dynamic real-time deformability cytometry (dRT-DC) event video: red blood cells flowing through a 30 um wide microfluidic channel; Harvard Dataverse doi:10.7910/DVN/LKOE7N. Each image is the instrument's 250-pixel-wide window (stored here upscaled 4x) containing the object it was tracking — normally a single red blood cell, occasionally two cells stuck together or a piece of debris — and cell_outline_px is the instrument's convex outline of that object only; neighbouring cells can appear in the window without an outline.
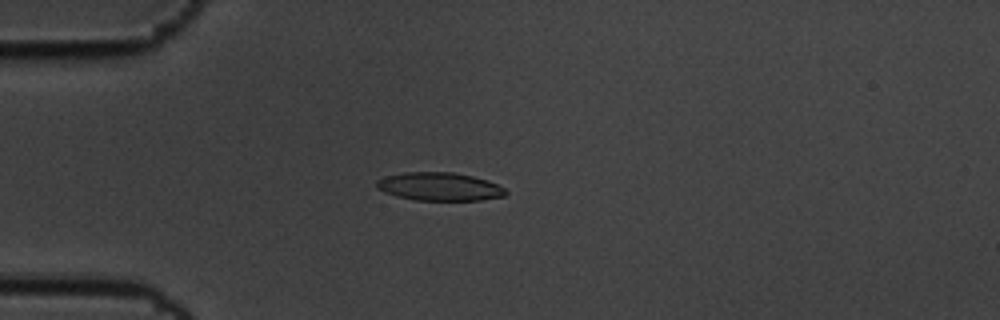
{"species": "common noctule bat (a hibernating species)", "species_latin": "Nyctalus noctula", "temperature_condition": "cold", "stored_images_in_passage": 57, "camera_frame_rate_fps": 3000, "um_per_image_px": 0.085, "animal": {"sex": "male", "body_mass_g": 19.5, "forearm_length_mm": 54.6}, "frame": {"image": 1, "passage_image": 15, "time_ms": 4.667, "image_size_px": [1000, 320], "cell_outline_px": [[508, 192], [504, 196], [480, 200], [416, 200], [396, 196], [384, 192], [376, 188], [376, 180], [384, 176], [404, 172], [452, 172], [472, 176], [488, 180], [504, 188]], "centroid_in_image_um": [37.32, 15.85], "position_along_channel_um": 47.7, "area_um2": 21.27}}
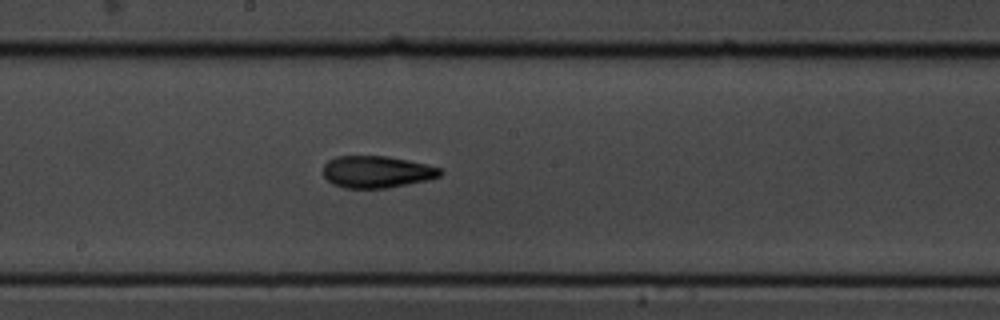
{"frame": {"image": 2, "passage_image": 31, "time_ms": 10.0, "image_size_px": [1000, 320], "cell_outline_px": [[444, 172], [440, 176], [428, 180], [384, 188], [344, 188], [332, 184], [324, 176], [324, 164], [328, 160], [336, 156], [388, 156], [408, 160], [440, 168]], "centroid_in_image_um": [32.01, 14.6], "position_along_channel_um": 216.2, "area_um2": 21.73}}
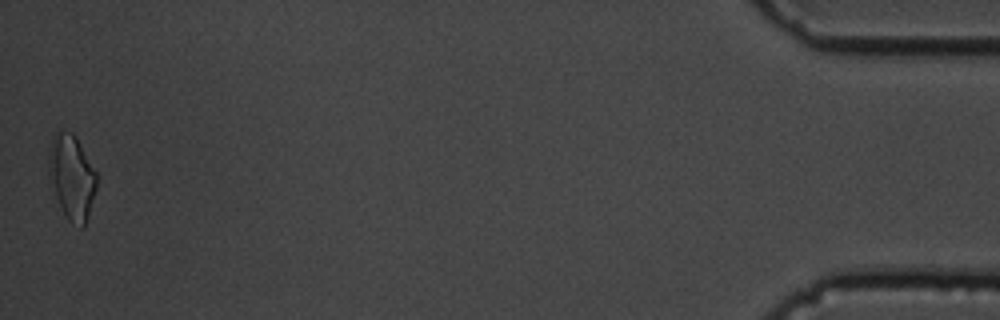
{"frame": {"image": 3, "passage_image": 57, "time_ms": 18.667, "image_size_px": [1000, 320], "cell_outline_px": [[96, 188], [88, 216], [84, 228], [80, 228], [72, 224], [68, 220], [56, 196], [48, 176], [48, 156], [52, 136], [56, 132], [72, 132], [76, 136], [96, 172]], "centroid_in_image_um": [6.09, 15.05], "position_along_channel_um": 429.1, "area_um2": 23.47}, "authors_computed_cell_mechanics": {"area_um2": 21.2704, "velocity_mm_per_s": 3.4707, "shape_relaxation_time_tau1_ms": 5.8544, "shape_relaxation_time_tau2_ms": 2.6171, "deformation_change_tau1": 0.1659, "deformation_change_tau2": 0.0849}}